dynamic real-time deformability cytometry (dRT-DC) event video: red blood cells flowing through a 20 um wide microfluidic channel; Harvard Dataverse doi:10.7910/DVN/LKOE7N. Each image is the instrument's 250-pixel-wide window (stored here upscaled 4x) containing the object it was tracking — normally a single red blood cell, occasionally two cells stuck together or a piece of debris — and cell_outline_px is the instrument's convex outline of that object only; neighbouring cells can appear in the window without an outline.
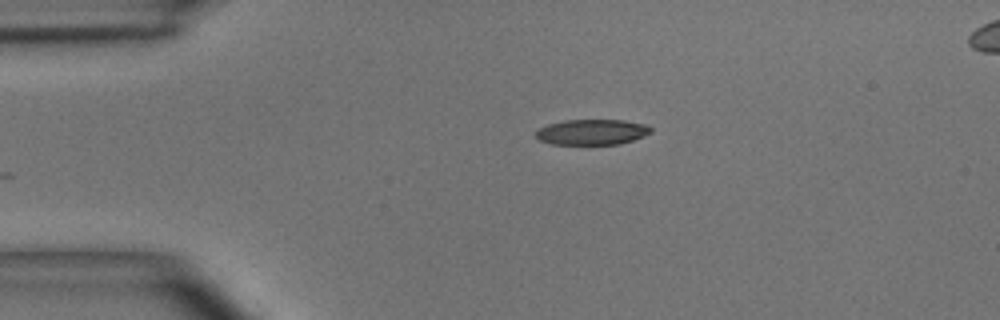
{"species": "common noctule bat (a hibernating species)", "species_latin": "Nyctalus noctula", "temperature_condition": "room temperature", "stored_images_in_passage": 30, "camera_frame_rate_fps": 3000, "um_per_image_px": 0.085, "animal": {"sex": "male", "body_mass_g": 15.6}, "frame": {"image": 1, "passage_image": 1, "time_ms": 0.0, "image_size_px": [1000, 320], "cell_outline_px": [[652, 132], [632, 140], [620, 144], [552, 144], [540, 140], [536, 136], [536, 132], [540, 128], [548, 124], [564, 120], [624, 120], [644, 124], [652, 128]], "centroid_in_image_um": [50.32, 11.22], "position_along_channel_um": 34.7, "area_um2": 16.94}}
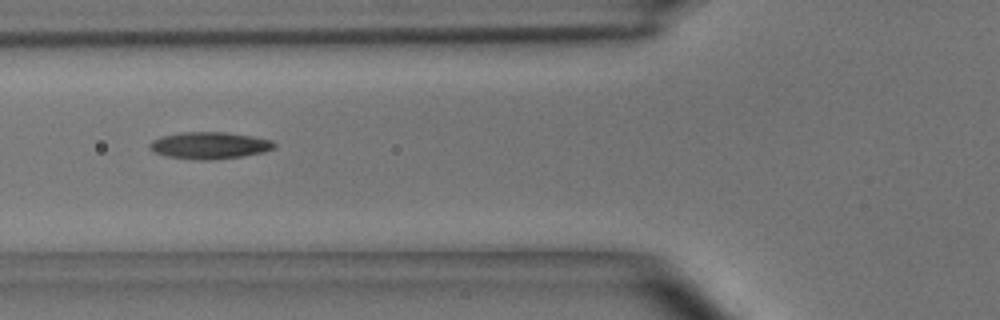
{"frame": {"image": 2, "passage_image": 9, "time_ms": 2.667, "image_size_px": [1000, 320], "cell_outline_px": [[276, 144], [272, 148], [264, 152], [240, 156], [212, 160], [196, 160], [168, 156], [156, 152], [148, 148], [148, 144], [152, 140], [160, 136], [180, 132], [224, 132], [252, 136], [272, 140]], "centroid_in_image_um": [17.77, 12.35], "position_along_channel_um": 108.0, "area_um2": 19.48}}
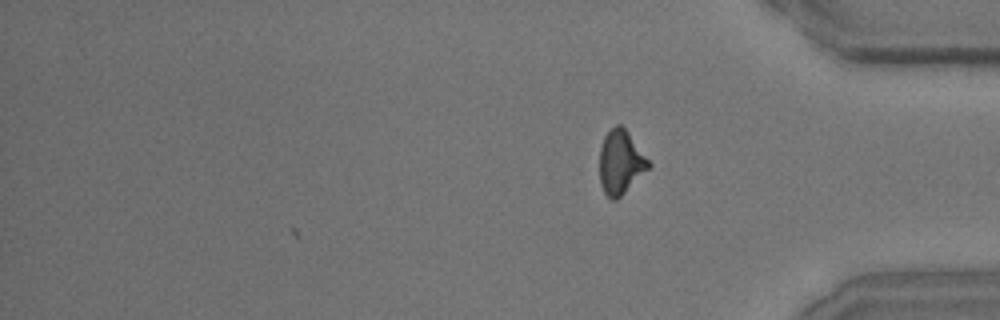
{"frame": {"image": 3, "passage_image": 30, "time_ms": 9.667, "image_size_px": [1000, 320], "cell_outline_px": [[652, 164], [616, 200], [612, 200], [604, 192], [600, 184], [600, 148], [604, 136], [616, 124], [620, 124], [628, 132]], "centroid_in_image_um": [52.73, 13.77], "position_along_channel_um": 382.5, "area_um2": 17.86}, "authors_computed_cell_mechanics": {"area_um2": 18.3804, "velocity_mm_per_s": 4.0825, "shape_relaxation_time_tau1_ms": 4.8319, "shape_relaxation_time_tau2_ms": 4.1637, "deformation_change_tau1": 0.1733, "deformation_change_tau2": 0.1103}}